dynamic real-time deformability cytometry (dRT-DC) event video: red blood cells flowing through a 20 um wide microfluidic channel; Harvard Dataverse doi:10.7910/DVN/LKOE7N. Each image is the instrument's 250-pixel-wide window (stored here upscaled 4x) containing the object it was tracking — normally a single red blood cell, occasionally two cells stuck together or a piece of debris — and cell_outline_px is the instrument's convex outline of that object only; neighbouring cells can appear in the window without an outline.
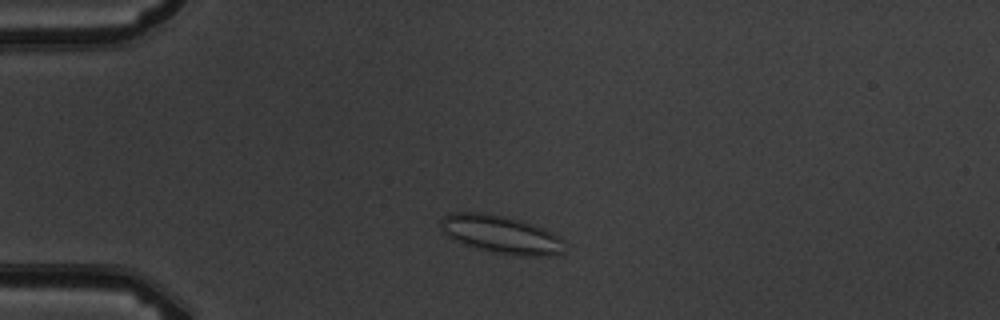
{"species": "common noctule bat (a hibernating species)", "species_latin": "Nyctalus noctula", "temperature_condition": "warm", "stored_images_in_passage": 4, "camera_frame_rate_fps": 3000, "um_per_image_px": 0.085, "animal": {"sex": "male", "body_mass_g": 19.5, "forearm_length_mm": 54.6}, "frame": {"image": 1, "passage_image": 3, "time_ms": 2.333, "image_size_px": [1000, 320], "cell_outline_px": [[564, 252], [552, 256], [520, 256], [488, 252], [464, 244], [448, 236], [440, 228], [440, 220], [444, 216], [452, 212], [484, 212], [504, 216], [520, 220], [544, 228], [552, 232], [564, 240]], "centroid_in_image_um": [42.6, 19.94], "position_along_channel_um": 42.4, "area_um2": 27.69}}